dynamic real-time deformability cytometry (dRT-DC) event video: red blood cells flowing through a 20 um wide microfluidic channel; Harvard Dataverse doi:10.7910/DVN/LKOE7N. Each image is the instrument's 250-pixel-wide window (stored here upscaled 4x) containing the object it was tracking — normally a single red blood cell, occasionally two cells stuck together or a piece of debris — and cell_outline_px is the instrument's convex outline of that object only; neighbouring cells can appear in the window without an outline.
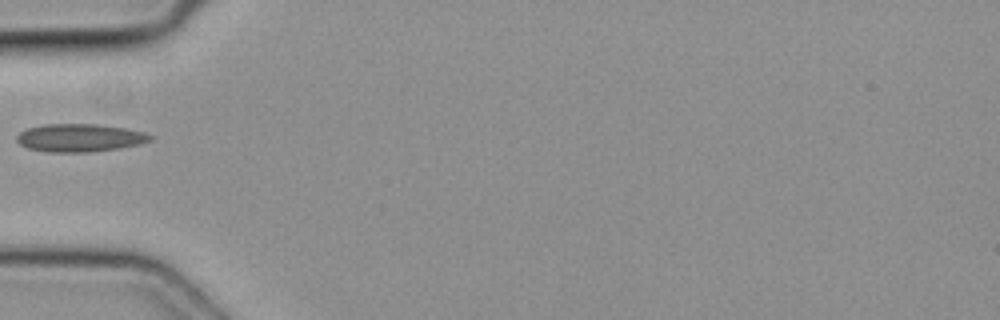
{"species": "common noctule bat (a hibernating species)", "species_latin": "Nyctalus noctula", "temperature_condition": "cold", "stored_images_in_passage": 1, "camera_frame_rate_fps": 3000, "um_per_image_px": 0.085, "animal": {"sex": "female", "body_mass_g": 19.3, "forearm_length_mm": 54.1}, "frame": {"image": 1, "passage_image": 1, "time_ms": 0.0, "image_size_px": [1000, 320], "cell_outline_px": [[156, 136], [152, 140], [140, 144], [116, 148], [88, 152], [48, 152], [28, 148], [20, 144], [16, 140], [16, 136], [20, 132], [28, 128], [44, 124], [100, 124], [124, 128], [144, 132]], "centroid_in_image_um": [6.79, 11.71], "position_along_channel_um": 78.2, "area_um2": 21.73}}